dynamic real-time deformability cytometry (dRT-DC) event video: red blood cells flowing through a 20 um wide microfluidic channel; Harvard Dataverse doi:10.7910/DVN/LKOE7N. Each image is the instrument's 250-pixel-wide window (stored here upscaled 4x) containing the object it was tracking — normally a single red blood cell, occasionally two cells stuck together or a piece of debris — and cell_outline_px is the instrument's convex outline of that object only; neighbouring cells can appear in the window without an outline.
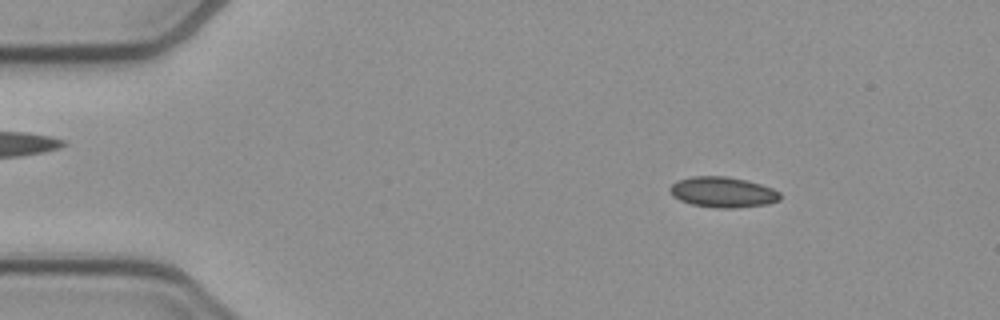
{"species": "common noctule bat (a hibernating species)", "species_latin": "Nyctalus noctula", "temperature_condition": "cold", "stored_images_in_passage": 52, "camera_frame_rate_fps": 3000, "um_per_image_px": 0.085, "animal": {"sex": "female", "body_mass_g": 21.9}, "frame": {"image": 1, "passage_image": 7, "time_ms": 2.0, "image_size_px": [1000, 320], "cell_outline_px": [[780, 200], [768, 204], [732, 208], [716, 208], [692, 204], [680, 200], [672, 196], [668, 188], [676, 180], [692, 176], [728, 176], [760, 184], [772, 188], [780, 192]], "centroid_in_image_um": [61.41, 16.33], "position_along_channel_um": 23.6, "area_um2": 19.65}}
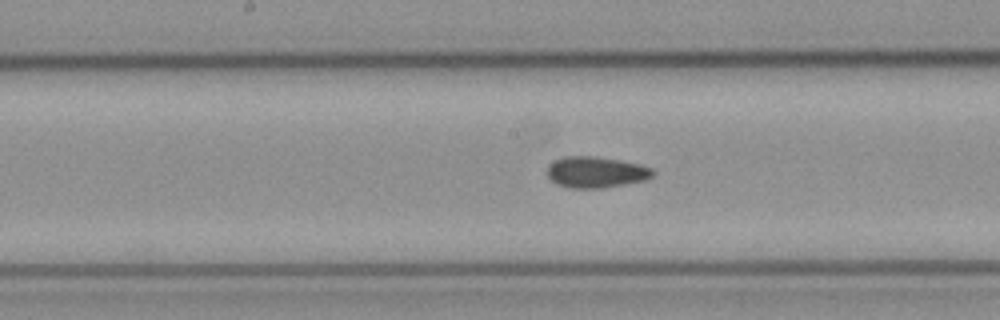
{"frame": {"image": 2, "passage_image": 26, "time_ms": 8.333, "image_size_px": [1000, 320], "cell_outline_px": [[656, 172], [652, 176], [644, 180], [604, 188], [568, 188], [556, 184], [548, 176], [548, 168], [556, 160], [564, 156], [596, 156], [620, 160], [640, 164], [652, 168]], "centroid_in_image_um": [50.68, 14.63], "position_along_channel_um": 197.5, "area_um2": 19.13}}
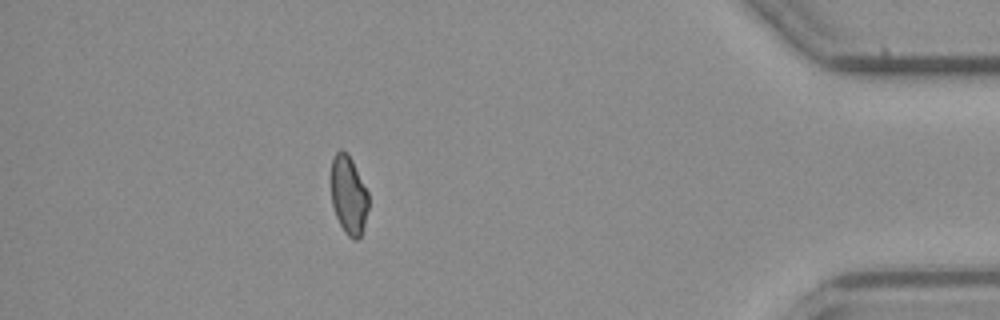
{"frame": {"image": 3, "passage_image": 46, "time_ms": 15.0, "image_size_px": [1000, 320], "cell_outline_px": [[368, 208], [364, 228], [360, 236], [356, 240], [352, 240], [344, 232], [336, 216], [332, 204], [332, 160], [336, 152], [340, 148], [348, 152], [368, 192]], "centroid_in_image_um": [29.64, 16.59], "position_along_channel_um": 405.6, "area_um2": 17.11}, "authors_computed_cell_mechanics": {"area_um2": 18.5827, "velocity_mm_per_s": 3.8875, "shape_relaxation_time_tau1_ms": null, "shape_relaxation_time_tau2_ms": 3.2151, "deformation_change_tau1": null, "deformation_change_tau2": 0.0789}}